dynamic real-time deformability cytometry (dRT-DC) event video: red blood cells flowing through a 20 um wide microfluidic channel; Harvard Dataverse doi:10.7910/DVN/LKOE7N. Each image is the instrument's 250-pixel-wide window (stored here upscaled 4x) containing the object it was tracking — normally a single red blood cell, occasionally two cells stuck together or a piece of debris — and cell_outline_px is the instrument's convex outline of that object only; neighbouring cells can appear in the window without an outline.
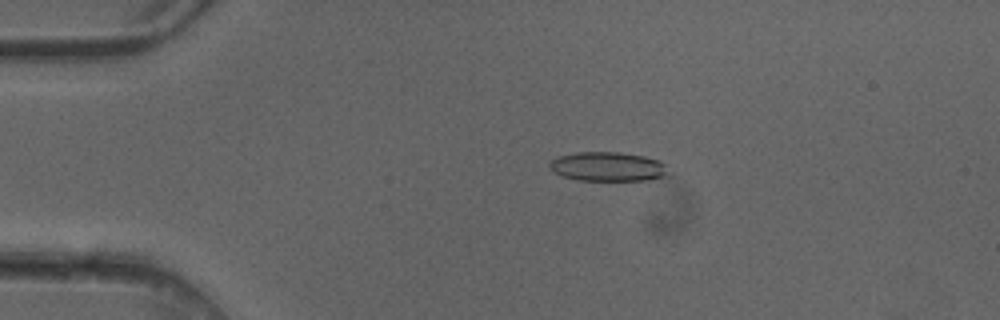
{"species": "common noctule bat (a hibernating species)", "species_latin": "Nyctalus noctula", "temperature_condition": "cold", "stored_images_in_passage": 5, "camera_frame_rate_fps": 3000, "um_per_image_px": 0.085, "animal": {"sex": "female"}, "frame": {"image": 1, "passage_image": 4, "time_ms": 1.0, "image_size_px": [1000, 320], "cell_outline_px": [[664, 176], [648, 180], [576, 180], [552, 172], [548, 168], [548, 164], [556, 156], [576, 152], [620, 152], [644, 156], [660, 160], [664, 164]], "centroid_in_image_um": [51.57, 14.15], "position_along_channel_um": 33.4, "area_um2": 20.17}}